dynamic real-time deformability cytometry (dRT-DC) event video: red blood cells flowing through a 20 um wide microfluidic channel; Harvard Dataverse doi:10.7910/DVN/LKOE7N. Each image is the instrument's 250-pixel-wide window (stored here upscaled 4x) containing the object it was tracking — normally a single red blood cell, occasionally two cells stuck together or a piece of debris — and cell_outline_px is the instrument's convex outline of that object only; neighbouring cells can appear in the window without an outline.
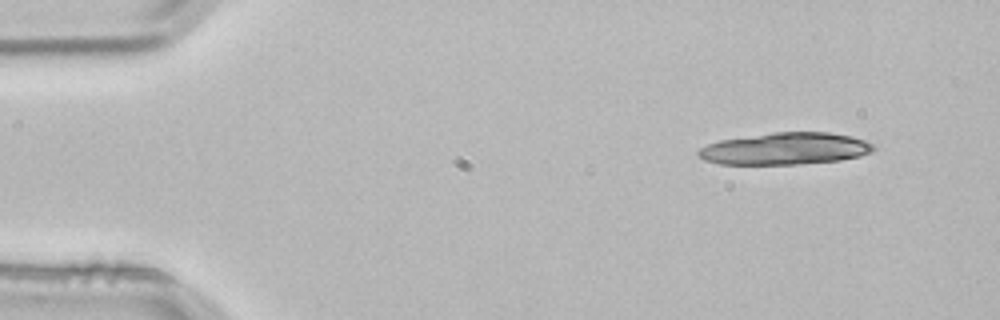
{"species": "common noctule bat (a hibernating species)", "species_latin": "Nyctalus noctula", "temperature_condition": "room temperature", "stored_images_in_passage": 3, "camera_frame_rate_fps": 3000, "um_per_image_px": 0.085, "animal": {"sex": "male", "body_mass_g": 21.5, "forearm_length_mm": 52.0}, "frame": {"image": 1, "passage_image": 1, "time_ms": 0.0, "image_size_px": [1000, 320], "cell_outline_px": [[876, 148], [872, 152], [860, 156], [840, 160], [796, 164], [720, 164], [704, 160], [696, 156], [696, 152], [700, 148], [708, 144], [720, 140], [772, 132], [828, 132], [852, 136], [876, 144]], "centroid_in_image_um": [66.75, 12.63], "position_along_channel_um": 18.2, "area_um2": 32.83}}